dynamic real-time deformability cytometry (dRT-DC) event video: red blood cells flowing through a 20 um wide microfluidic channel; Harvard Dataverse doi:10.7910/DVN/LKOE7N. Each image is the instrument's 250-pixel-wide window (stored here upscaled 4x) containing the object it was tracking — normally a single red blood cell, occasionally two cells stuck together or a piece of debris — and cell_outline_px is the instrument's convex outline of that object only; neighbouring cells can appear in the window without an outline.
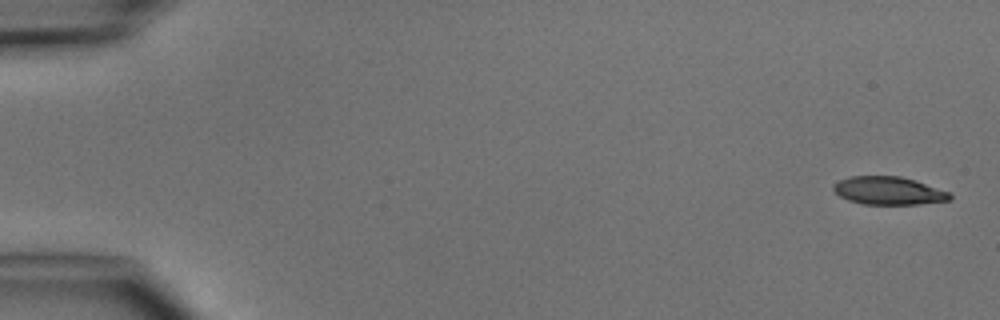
{"species": "common noctule bat (a hibernating species)", "species_latin": "Nyctalus noctula", "temperature_condition": "cold", "stored_images_in_passage": 4, "camera_frame_rate_fps": 3000, "um_per_image_px": 0.085, "animal": {"sex": "male", "body_mass_g": 15.6}, "frame": {"image": 1, "passage_image": 1, "time_ms": 0.0, "image_size_px": [1000, 320], "cell_outline_px": [[952, 200], [920, 204], [864, 204], [848, 200], [840, 196], [832, 188], [832, 184], [848, 176], [900, 176], [916, 180], [948, 192], [952, 196]], "centroid_in_image_um": [75.52, 16.2], "position_along_channel_um": 9.5, "area_um2": 19.02}}
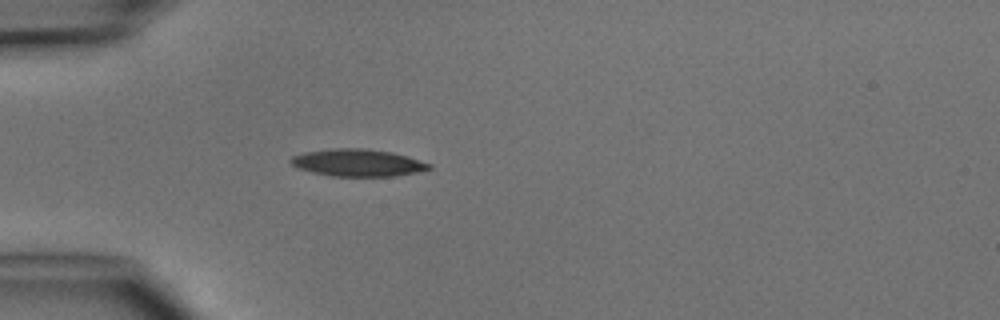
{"frame": {"image": 2, "passage_image": 4, "time_ms": 4.333, "image_size_px": [1000, 320], "cell_outline_px": [[432, 168], [420, 172], [396, 176], [332, 176], [312, 172], [300, 168], [292, 164], [288, 160], [292, 156], [304, 152], [332, 148], [364, 148], [392, 152], [408, 156], [432, 164]], "centroid_in_image_um": [30.45, 13.83], "position_along_channel_um": 54.6, "area_um2": 22.08}}